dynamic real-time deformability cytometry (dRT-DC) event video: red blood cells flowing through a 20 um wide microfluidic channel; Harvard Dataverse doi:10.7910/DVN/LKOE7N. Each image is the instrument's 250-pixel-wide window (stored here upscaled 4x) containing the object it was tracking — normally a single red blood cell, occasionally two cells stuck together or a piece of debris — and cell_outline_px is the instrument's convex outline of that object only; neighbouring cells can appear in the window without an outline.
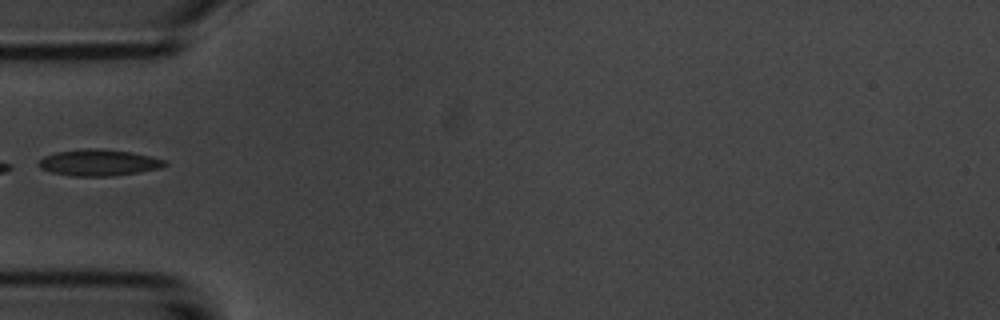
{"species": "common noctule bat (a hibernating species)", "species_latin": "Nyctalus noctula", "temperature_condition": "room temperature", "stored_images_in_passage": 5, "camera_frame_rate_fps": 3000, "um_per_image_px": 0.085, "animal": {"sex": "male", "body_mass_g": 20.1, "forearm_length_mm": 53.5}, "frame": {"image": 1, "passage_image": 4, "time_ms": 3.667, "image_size_px": [1000, 320], "cell_outline_px": [[168, 164], [160, 168], [140, 172], [112, 176], [72, 176], [52, 172], [40, 168], [36, 164], [44, 156], [56, 152], [88, 148], [96, 148], [132, 152], [168, 160]], "centroid_in_image_um": [8.42, 13.82], "position_along_channel_um": 76.6, "area_um2": 19.48}}
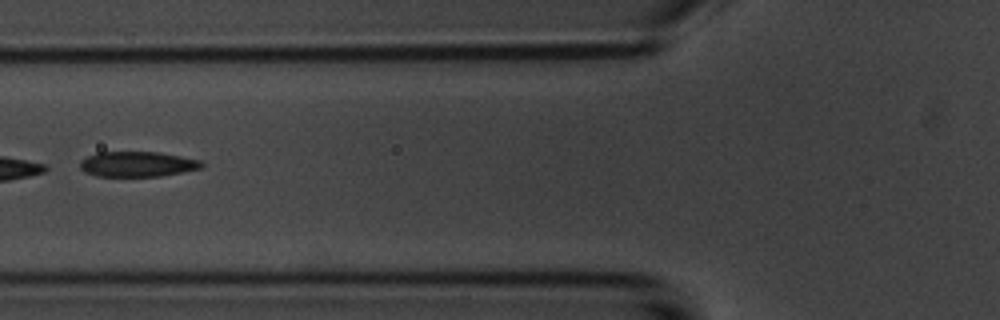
{"frame": {"image": 2, "passage_image": 5, "time_ms": 4.667, "image_size_px": [1000, 320], "cell_outline_px": [[204, 164], [200, 168], [160, 176], [96, 176], [84, 172], [80, 168], [80, 160], [96, 152], [160, 152], [200, 160]], "centroid_in_image_um": [11.63, 13.94], "position_along_channel_um": 114.2, "area_um2": 17.8}}